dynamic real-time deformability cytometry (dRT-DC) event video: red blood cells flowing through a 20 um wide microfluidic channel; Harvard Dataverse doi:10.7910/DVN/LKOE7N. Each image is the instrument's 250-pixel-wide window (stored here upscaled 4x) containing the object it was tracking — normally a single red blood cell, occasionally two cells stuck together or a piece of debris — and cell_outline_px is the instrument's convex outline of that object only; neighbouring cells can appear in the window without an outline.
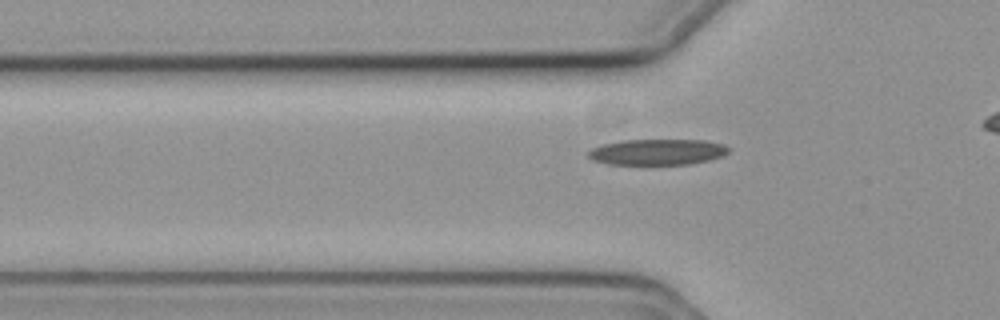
{"species": "common noctule bat (a hibernating species)", "species_latin": "Nyctalus noctula", "temperature_condition": "cold", "stored_images_in_passage": 39, "camera_frame_rate_fps": 3000, "um_per_image_px": 0.085, "animal": {"sex": "female", "body_mass_g": 19.3, "forearm_length_mm": 54.1}, "frame": {"image": 1, "passage_image": 12, "time_ms": 3.667, "image_size_px": [1000, 320], "cell_outline_px": [[732, 148], [724, 156], [692, 164], [608, 164], [592, 160], [588, 156], [588, 152], [592, 148], [600, 144], [620, 140], [704, 140], [724, 144]], "centroid_in_image_um": [55.89, 12.91], "position_along_channel_um": 69.9, "area_um2": 21.39}}
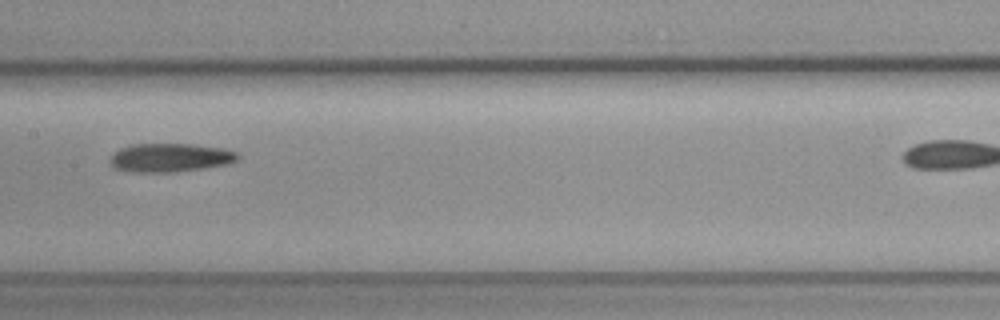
{"frame": {"image": 2, "passage_image": 22, "time_ms": 7.0, "image_size_px": [1000, 320], "cell_outline_px": [[240, 156], [236, 160], [228, 164], [204, 168], [168, 172], [132, 172], [112, 168], [108, 164], [108, 160], [112, 152], [120, 148], [132, 144], [192, 144], [224, 148], [236, 152]], "centroid_in_image_um": [14.39, 13.4], "position_along_channel_um": 193.0, "area_um2": 21.56}}
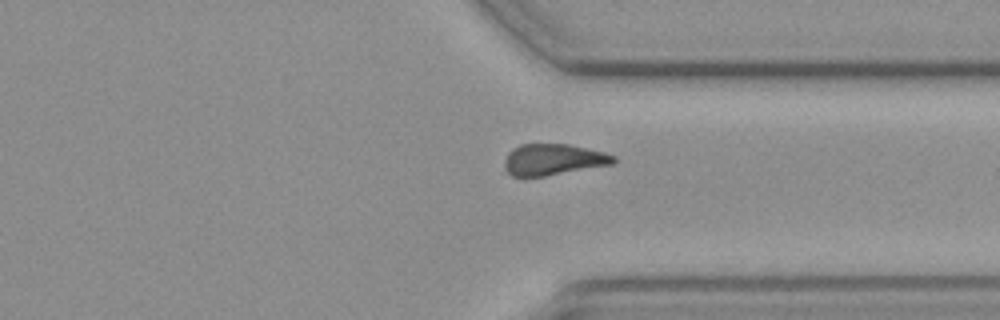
{"frame": {"image": 3, "passage_image": 36, "time_ms": 11.667, "image_size_px": [1000, 320], "cell_outline_px": [[616, 160], [612, 164], [544, 176], [512, 176], [504, 168], [504, 160], [508, 152], [512, 148], [520, 144], [568, 144], [604, 152], [616, 156]], "centroid_in_image_um": [47.0, 13.55], "position_along_channel_um": 364.4, "area_um2": 19.77}}